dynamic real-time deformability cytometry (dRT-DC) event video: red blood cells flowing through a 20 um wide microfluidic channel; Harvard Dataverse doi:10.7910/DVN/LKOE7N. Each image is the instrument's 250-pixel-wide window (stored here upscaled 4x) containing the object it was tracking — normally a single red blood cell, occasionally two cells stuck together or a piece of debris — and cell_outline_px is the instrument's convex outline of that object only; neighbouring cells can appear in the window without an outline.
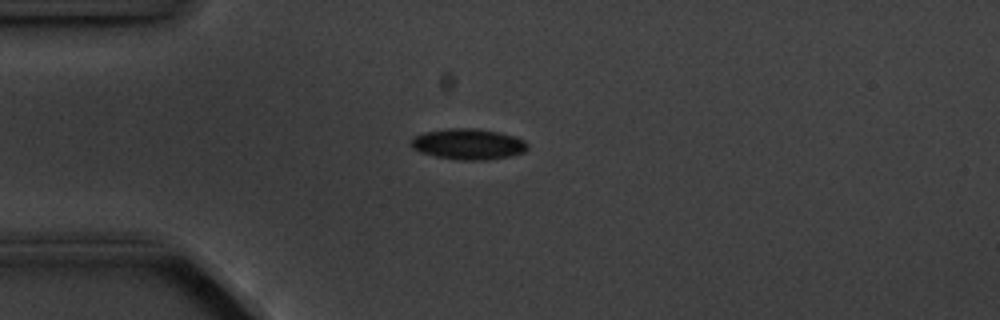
{"species": "common noctule bat (a hibernating species)", "species_latin": "Nyctalus noctula", "temperature_condition": "cold", "stored_images_in_passage": 4, "camera_frame_rate_fps": 3000, "um_per_image_px": 0.085, "animal": {"sex": "male", "body_mass_g": 20.1, "forearm_length_mm": 53.5}, "frame": {"image": 1, "passage_image": 3, "time_ms": 2.0, "image_size_px": [1000, 320], "cell_outline_px": [[528, 148], [524, 152], [512, 156], [488, 160], [460, 160], [436, 156], [420, 152], [412, 148], [408, 144], [412, 136], [424, 132], [448, 128], [476, 128], [496, 132], [512, 136], [524, 140], [528, 144]], "centroid_in_image_um": [39.76, 12.25], "position_along_channel_um": 45.2, "area_um2": 21.1}}